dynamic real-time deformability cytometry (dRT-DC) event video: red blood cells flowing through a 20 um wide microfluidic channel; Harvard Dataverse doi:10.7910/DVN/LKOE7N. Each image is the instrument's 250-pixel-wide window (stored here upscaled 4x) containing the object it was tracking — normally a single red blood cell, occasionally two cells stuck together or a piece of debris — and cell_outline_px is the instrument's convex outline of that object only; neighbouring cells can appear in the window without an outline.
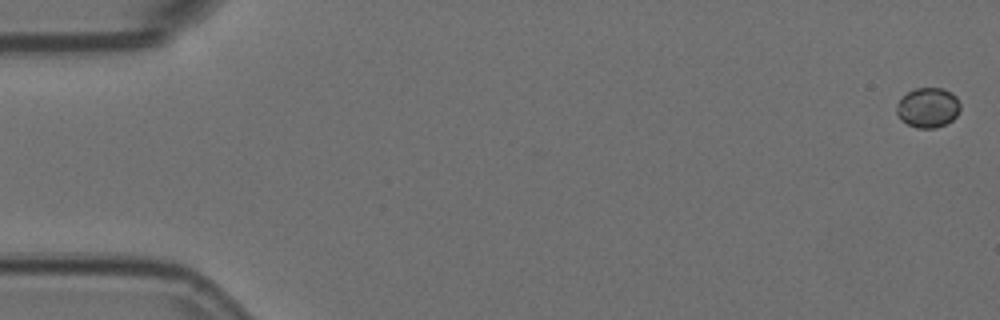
{"species": "Egyptian fruit bat (a non-hibernating species)", "species_latin": "Rousettus aegyptiacus", "temperature_condition": "room temperature", "stored_images_in_passage": 6, "camera_frame_rate_fps": 3000, "um_per_image_px": 0.085, "animal": {"sex": "female"}, "frame": {"image": 1, "passage_image": 1, "time_ms": 0.0, "image_size_px": [1000, 320], "cell_outline_px": [[960, 112], [952, 120], [936, 128], [916, 128], [900, 120], [896, 112], [896, 104], [900, 96], [916, 88], [944, 88], [952, 92], [956, 96], [960, 104]], "centroid_in_image_um": [78.86, 9.14], "position_along_channel_um": 6.1, "area_um2": 15.09}}
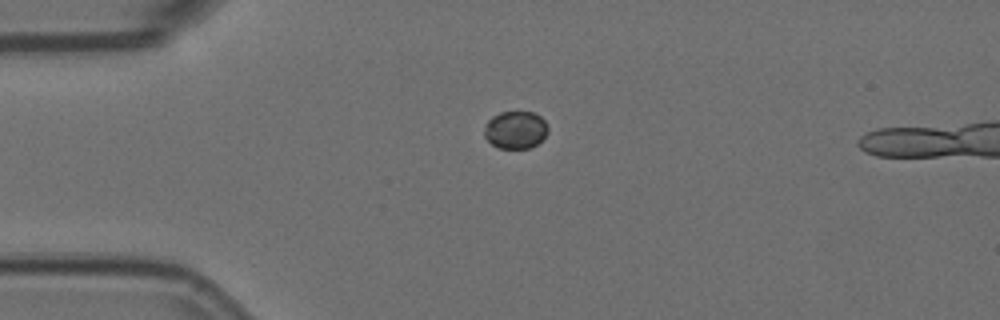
{"frame": {"image": 2, "passage_image": 4, "time_ms": 1.0, "image_size_px": [1000, 320], "cell_outline_px": [[548, 132], [532, 148], [500, 148], [492, 144], [484, 136], [484, 128], [488, 120], [492, 116], [500, 112], [532, 112], [540, 116], [548, 124]], "centroid_in_image_um": [43.82, 11.03], "position_along_channel_um": 41.2, "area_um2": 13.93}}